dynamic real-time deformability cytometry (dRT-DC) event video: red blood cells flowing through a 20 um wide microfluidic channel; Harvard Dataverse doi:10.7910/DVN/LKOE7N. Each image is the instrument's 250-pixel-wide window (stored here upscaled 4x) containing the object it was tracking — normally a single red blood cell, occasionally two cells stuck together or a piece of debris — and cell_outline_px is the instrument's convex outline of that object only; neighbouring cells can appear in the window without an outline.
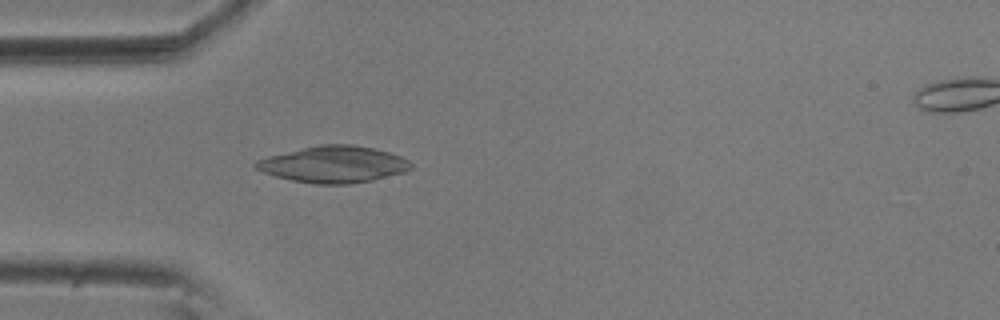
{"species": "common noctule bat (a hibernating species)", "species_latin": "Nyctalus noctula", "temperature_condition": "room temperature", "stored_images_in_passage": 47, "camera_frame_rate_fps": 3000, "um_per_image_px": 0.085, "animal": {"sex": "male", "body_mass_g": 20.5, "forearm_length_mm": 52.5}, "frame": {"image": 1, "passage_image": 7, "time_ms": 2.0, "image_size_px": [1000, 320], "cell_outline_px": [[412, 168], [404, 172], [372, 180], [348, 184], [312, 184], [292, 180], [276, 176], [264, 172], [256, 168], [252, 164], [256, 160], [268, 156], [320, 144], [352, 144], [372, 148], [388, 152], [400, 156], [408, 160], [412, 164]], "centroid_in_image_um": [28.35, 13.97], "position_along_channel_um": 56.7, "area_um2": 32.89}}
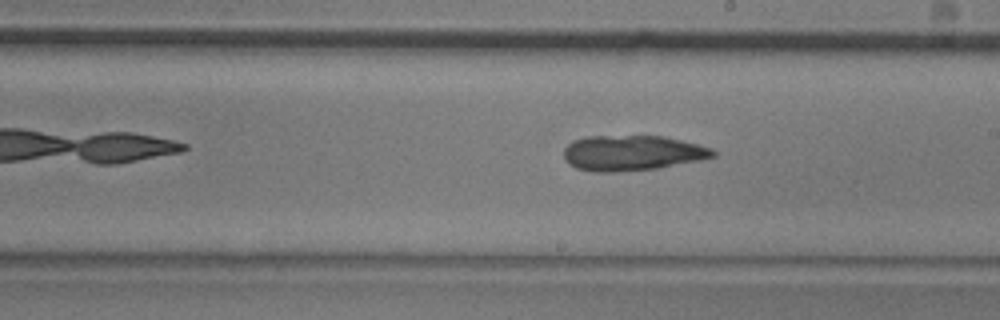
{"frame": {"image": 2, "passage_image": 22, "time_ms": 7.0, "image_size_px": [1000, 320], "cell_outline_px": [[716, 156], [700, 160], [656, 168], [616, 172], [592, 172], [576, 168], [568, 164], [564, 160], [564, 148], [572, 140], [588, 136], [664, 136], [712, 148], [716, 152]], "centroid_in_image_um": [53.69, 13.0], "position_along_channel_um": 235.3, "area_um2": 30.75}}
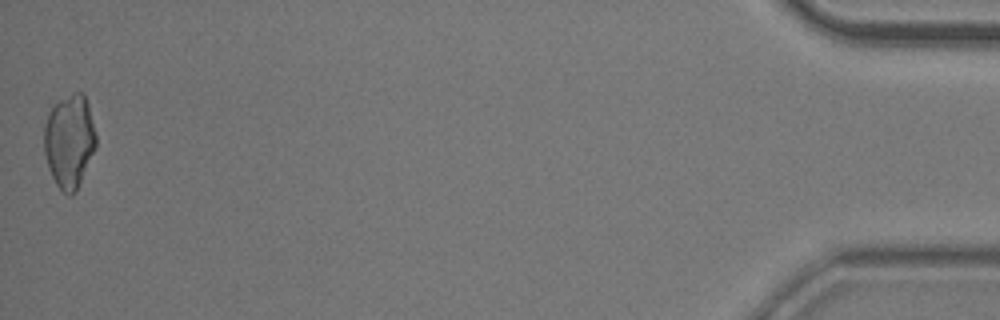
{"frame": {"image": 3, "passage_image": 46, "time_ms": 15.0, "image_size_px": [1000, 320], "cell_outline_px": [[96, 148], [76, 192], [72, 196], [68, 196], [56, 184], [48, 168], [44, 152], [44, 124], [48, 112], [60, 100], [76, 92], [84, 92], [88, 104], [96, 136]], "centroid_in_image_um": [5.9, 12.02], "position_along_channel_um": 429.3, "area_um2": 28.32}}